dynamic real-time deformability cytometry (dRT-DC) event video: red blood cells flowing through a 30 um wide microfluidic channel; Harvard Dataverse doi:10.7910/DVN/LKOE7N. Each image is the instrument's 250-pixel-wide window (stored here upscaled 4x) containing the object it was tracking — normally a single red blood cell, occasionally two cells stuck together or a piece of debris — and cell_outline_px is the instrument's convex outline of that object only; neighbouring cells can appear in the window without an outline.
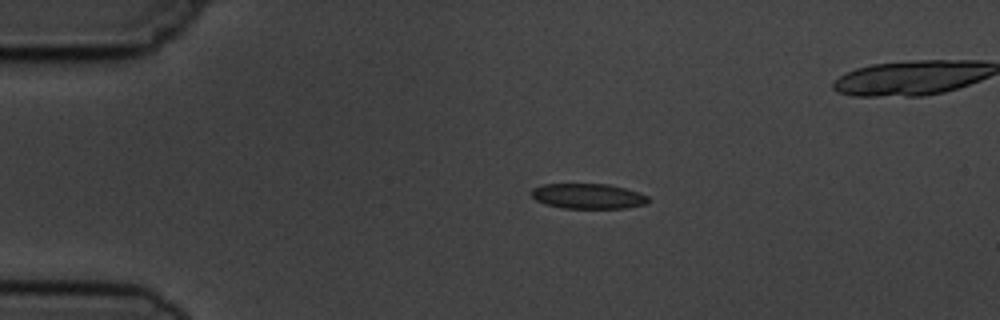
{"species": "common noctule bat (a hibernating species)", "species_latin": "Nyctalus noctula", "temperature_condition": "cold", "stored_images_in_passage": 5, "camera_frame_rate_fps": 3000, "um_per_image_px": 0.085, "animal": {"sex": "male", "body_mass_g": 19.5, "forearm_length_mm": 54.6}, "frame": {"image": 1, "passage_image": 2, "time_ms": 2.333, "image_size_px": [1000, 320], "cell_outline_px": [[648, 204], [628, 208], [564, 208], [544, 204], [536, 200], [532, 196], [532, 188], [544, 184], [608, 184], [624, 188], [648, 196]], "centroid_in_image_um": [49.98, 16.68], "position_along_channel_um": 35.0, "area_um2": 17.11}}
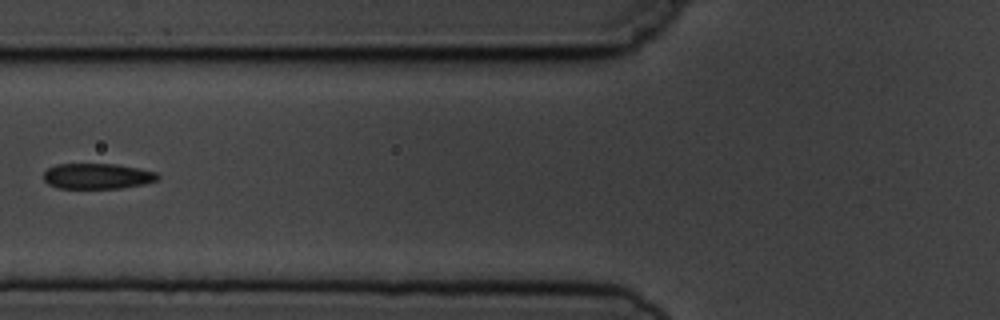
{"frame": {"image": 2, "passage_image": 5, "time_ms": 5.667, "image_size_px": [1000, 320], "cell_outline_px": [[160, 180], [144, 184], [120, 188], [56, 188], [48, 184], [44, 180], [44, 172], [48, 168], [56, 164], [116, 164], [156, 172], [160, 176]], "centroid_in_image_um": [8.28, 14.97], "position_along_channel_um": 117.5, "area_um2": 17.05}}